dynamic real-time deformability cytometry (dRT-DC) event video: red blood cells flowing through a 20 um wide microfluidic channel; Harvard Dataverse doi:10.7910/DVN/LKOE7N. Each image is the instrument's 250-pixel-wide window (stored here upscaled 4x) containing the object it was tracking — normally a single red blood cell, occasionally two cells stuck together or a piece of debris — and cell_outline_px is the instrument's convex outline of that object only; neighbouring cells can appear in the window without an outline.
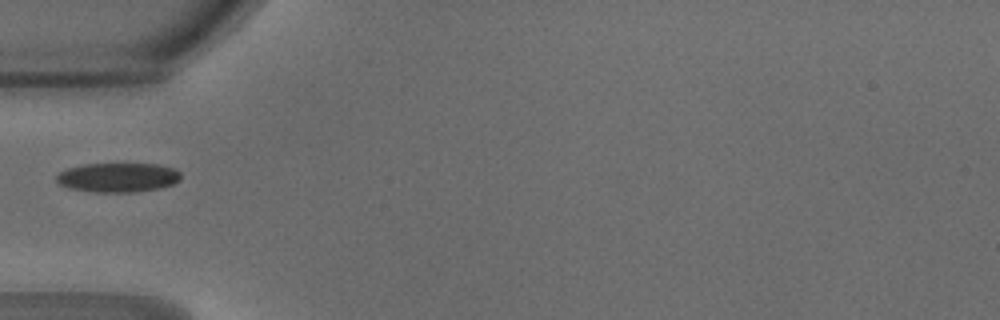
{"species": "common noctule bat (a hibernating species)", "species_latin": "Nyctalus noctula", "temperature_condition": "warm", "stored_images_in_passage": 33, "camera_frame_rate_fps": 3000, "um_per_image_px": 0.085, "animal": {"sex": "male", "body_mass_g": 18.8}, "frame": {"image": 1, "passage_image": 1, "time_ms": 0.0, "image_size_px": [1000, 320], "cell_outline_px": [[180, 180], [172, 184], [160, 188], [136, 192], [96, 192], [68, 188], [60, 184], [56, 180], [56, 176], [60, 172], [68, 168], [84, 164], [156, 164], [172, 168], [180, 172]], "centroid_in_image_um": [10.02, 15.09], "position_along_channel_um": 75.0, "area_um2": 21.15}}
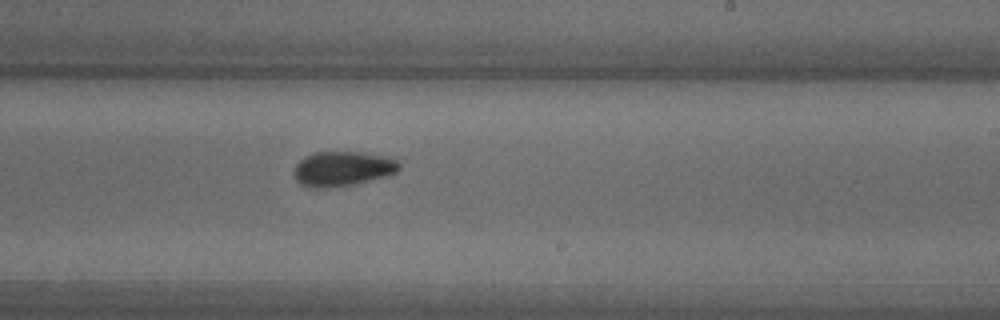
{"frame": {"image": 2, "passage_image": 14, "time_ms": 4.333, "image_size_px": [1000, 320], "cell_outline_px": [[400, 168], [396, 172], [388, 176], [356, 184], [328, 188], [308, 188], [300, 184], [296, 180], [292, 172], [296, 164], [304, 156], [316, 152], [360, 152], [388, 156], [396, 160], [400, 164]], "centroid_in_image_um": [29.1, 14.35], "position_along_channel_um": 259.9, "area_um2": 21.73}}
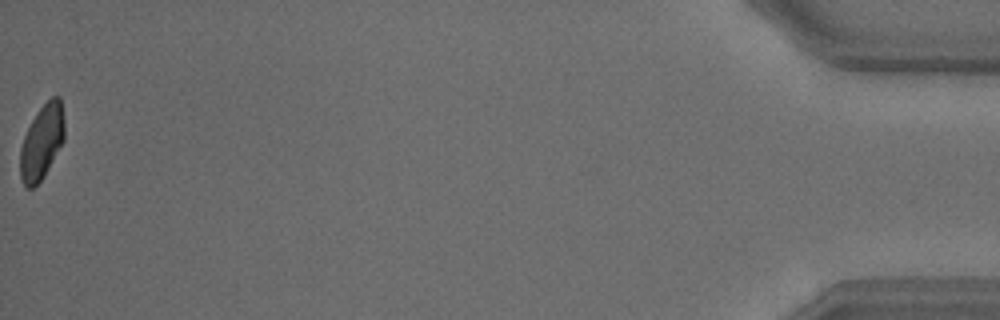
{"frame": {"image": 3, "passage_image": 33, "time_ms": 10.667, "image_size_px": [1000, 320], "cell_outline_px": [[64, 140], [44, 176], [32, 188], [28, 188], [24, 184], [20, 176], [20, 148], [24, 136], [36, 112], [52, 96], [60, 96], [64, 120]], "centroid_in_image_um": [3.56, 12.05], "position_along_channel_um": 431.6, "area_um2": 19.07}}